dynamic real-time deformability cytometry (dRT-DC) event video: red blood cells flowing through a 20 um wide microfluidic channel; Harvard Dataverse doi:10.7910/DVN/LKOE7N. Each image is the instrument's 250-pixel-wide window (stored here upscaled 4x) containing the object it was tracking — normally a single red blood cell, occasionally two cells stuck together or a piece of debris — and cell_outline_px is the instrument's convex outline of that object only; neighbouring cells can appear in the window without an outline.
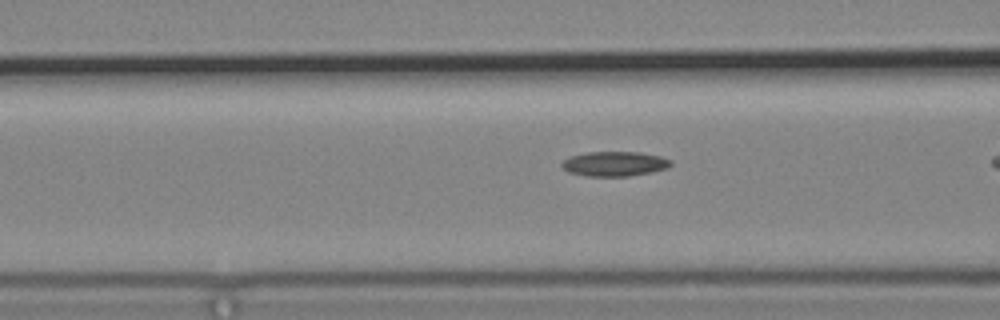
{"species": "common noctule bat (a hibernating species)", "species_latin": "Nyctalus noctula", "temperature_condition": "cold", "stored_images_in_passage": 28, "camera_frame_rate_fps": 3000, "um_per_image_px": 0.085, "animal": {"sex": "male", "body_mass_g": 19.2, "forearm_length_mm": 51.8}, "frame": {"image": 1, "passage_image": 15, "time_ms": 4.667, "image_size_px": [1000, 320], "cell_outline_px": [[672, 164], [668, 168], [652, 172], [628, 176], [588, 176], [568, 172], [560, 164], [568, 156], [588, 152], [640, 152], [660, 156], [672, 160]], "centroid_in_image_um": [52.25, 13.92], "position_along_channel_um": 114.4, "area_um2": 15.78}}
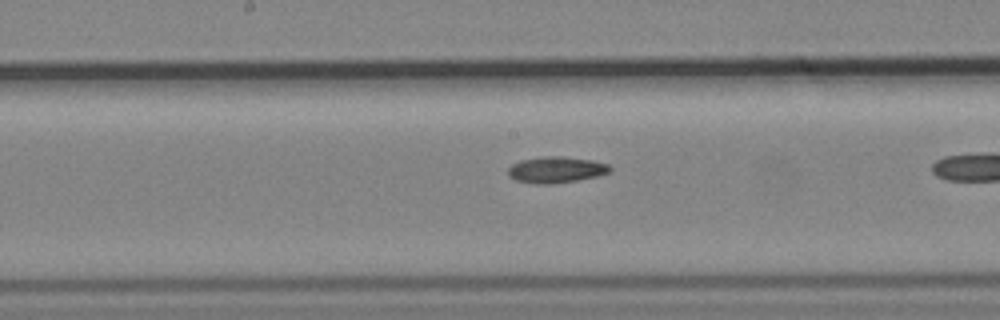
{"frame": {"image": 2, "passage_image": 22, "time_ms": 7.0, "image_size_px": [1000, 320], "cell_outline_px": [[612, 168], [608, 172], [596, 176], [576, 180], [552, 184], [536, 184], [516, 180], [508, 176], [508, 168], [512, 164], [520, 160], [544, 156], [560, 156], [592, 160], [608, 164]], "centroid_in_image_um": [47.23, 14.42], "position_along_channel_um": 201.0, "area_um2": 15.49}}
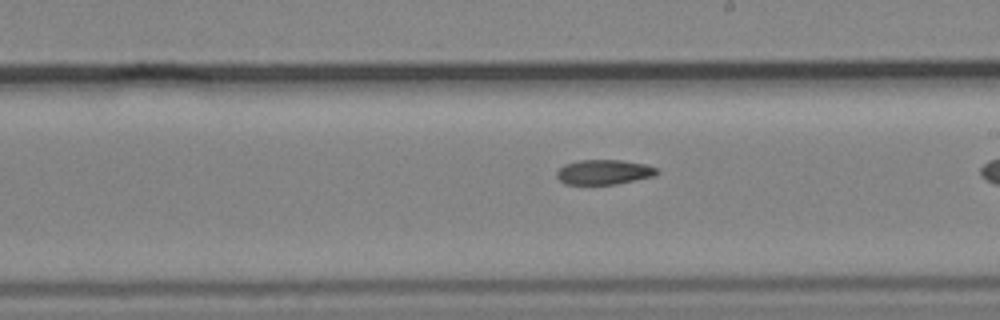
{"frame": {"image": 3, "passage_image": 25, "time_ms": 8.0, "image_size_px": [1000, 320], "cell_outline_px": [[660, 172], [656, 176], [616, 184], [564, 184], [556, 176], [556, 172], [564, 164], [580, 160], [620, 160], [648, 164], [656, 168]], "centroid_in_image_um": [51.37, 14.62], "position_along_channel_um": 237.6, "area_um2": 14.62}}